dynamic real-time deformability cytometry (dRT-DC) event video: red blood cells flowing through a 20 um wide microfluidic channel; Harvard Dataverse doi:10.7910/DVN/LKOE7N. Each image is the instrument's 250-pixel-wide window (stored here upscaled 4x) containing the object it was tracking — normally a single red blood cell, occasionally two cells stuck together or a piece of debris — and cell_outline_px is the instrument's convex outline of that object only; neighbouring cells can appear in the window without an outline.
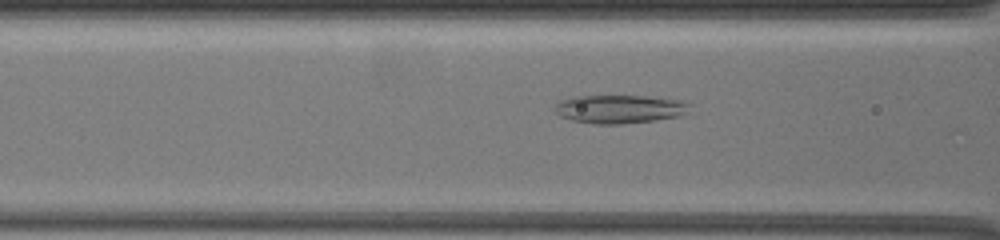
{"species": "common noctule bat (a hibernating species)", "species_latin": "Nyctalus noctula", "temperature_condition": "warm", "stored_images_in_passage": 29, "camera_frame_rate_fps": 3000, "um_per_image_px": 0.085, "animal": {"sex": "female", "body_mass_g": 19.5, "forearm_length_mm": 54.1}, "frame": {"image": 1, "passage_image": 28, "time_ms": 8.333, "image_size_px": [1000, 240], "cell_outline_px": [[688, 104], [684, 112], [676, 116], [652, 120], [620, 124], [592, 124], [572, 120], [560, 116], [556, 112], [556, 104], [560, 100], [576, 96], [644, 96], [672, 100]], "centroid_in_image_um": [52.52, 9.27], "position_along_channel_um": 114.1, "area_um2": 21.56}}